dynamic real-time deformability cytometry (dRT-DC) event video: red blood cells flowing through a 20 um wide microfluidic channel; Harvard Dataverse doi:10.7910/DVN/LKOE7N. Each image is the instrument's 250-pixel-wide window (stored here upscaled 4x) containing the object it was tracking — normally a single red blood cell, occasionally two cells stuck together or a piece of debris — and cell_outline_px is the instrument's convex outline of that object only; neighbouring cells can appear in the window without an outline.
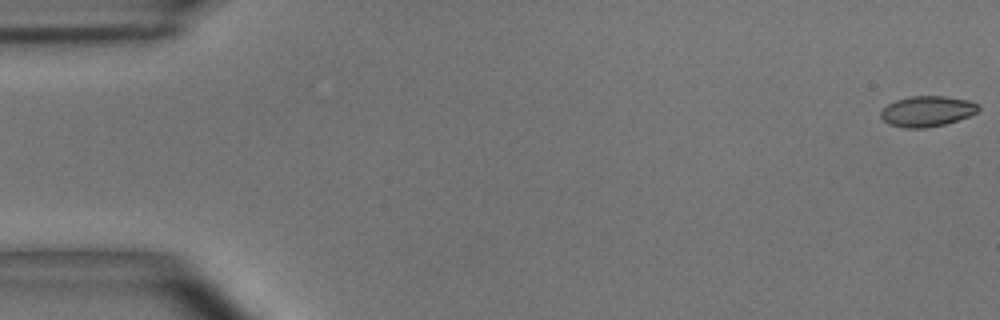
{"species": "common noctule bat (a hibernating species)", "species_latin": "Nyctalus noctula", "temperature_condition": "room temperature", "stored_images_in_passage": 4, "camera_frame_rate_fps": 3000, "um_per_image_px": 0.085, "animal": {"sex": "male", "body_mass_g": 15.6}, "frame": {"image": 1, "passage_image": 1, "time_ms": 0.0, "image_size_px": [1000, 320], "cell_outline_px": [[980, 108], [976, 112], [968, 116], [944, 124], [924, 128], [904, 128], [888, 124], [880, 116], [880, 112], [888, 104], [896, 100], [912, 96], [944, 96], [968, 100], [976, 104]], "centroid_in_image_um": [78.77, 9.46], "position_along_channel_um": 6.2, "area_um2": 17.17}}